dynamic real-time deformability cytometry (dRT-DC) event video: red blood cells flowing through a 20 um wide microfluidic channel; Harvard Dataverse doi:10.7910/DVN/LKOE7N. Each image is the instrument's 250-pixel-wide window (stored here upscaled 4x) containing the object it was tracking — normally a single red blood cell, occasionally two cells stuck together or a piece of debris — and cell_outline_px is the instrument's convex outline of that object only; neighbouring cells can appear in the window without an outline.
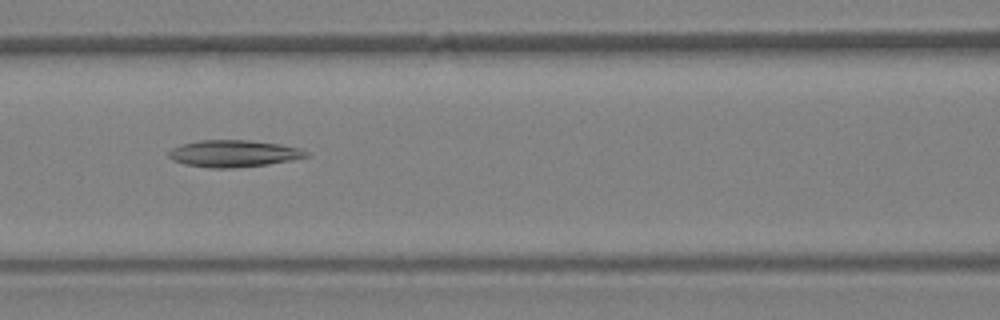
{"species": "Egyptian fruit bat (a non-hibernating species)", "species_latin": "Rousettus aegyptiacus", "temperature_condition": "warm", "stored_images_in_passage": 37, "camera_frame_rate_fps": 3000, "um_per_image_px": 0.085, "animal": {"sex": "female"}, "frame": {"image": 1, "passage_image": 15, "time_ms": 4.667, "image_size_px": [1000, 320], "cell_outline_px": [[308, 156], [268, 164], [232, 168], [208, 168], [184, 164], [172, 160], [168, 156], [168, 152], [172, 148], [180, 144], [200, 140], [248, 140], [276, 144], [300, 148], [308, 152]], "centroid_in_image_um": [19.78, 13.05], "position_along_channel_um": 146.8, "area_um2": 21.39}}
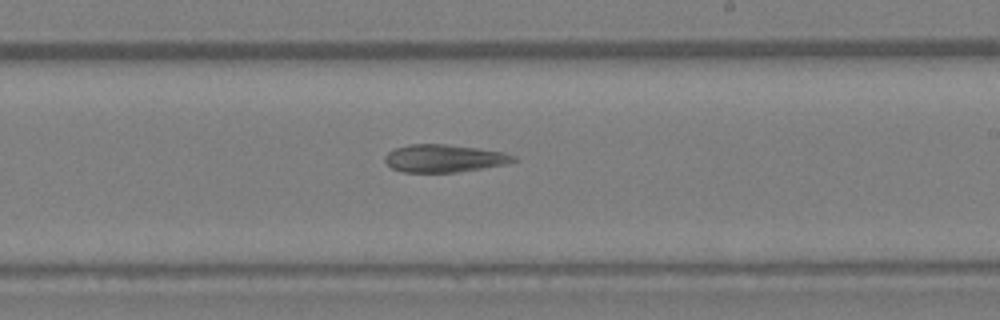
{"frame": {"image": 2, "passage_image": 21, "time_ms": 6.667, "image_size_px": [1000, 320], "cell_outline_px": [[516, 160], [504, 164], [456, 172], [400, 172], [392, 168], [384, 160], [384, 156], [388, 152], [396, 148], [408, 144], [448, 144], [504, 152], [516, 156]], "centroid_in_image_um": [37.71, 13.45], "position_along_channel_um": 251.3, "area_um2": 20.58}}
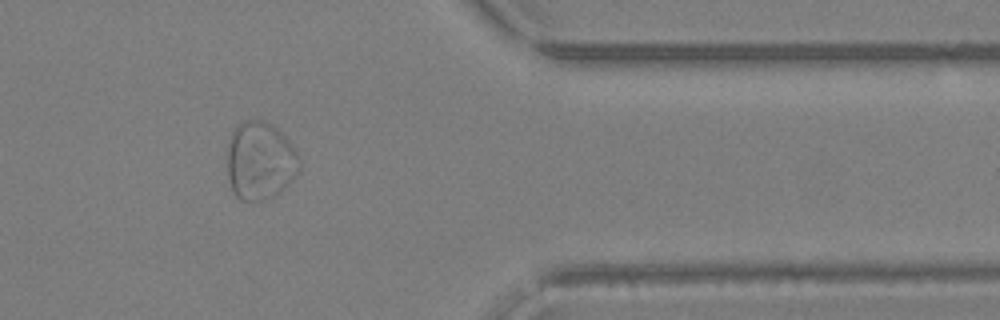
{"frame": {"image": 3, "passage_image": 30, "time_ms": 9.667, "image_size_px": [1000, 320], "cell_outline_px": [[300, 172], [280, 192], [264, 200], [240, 200], [236, 196], [232, 188], [228, 176], [228, 140], [236, 124], [244, 120], [264, 120], [272, 124], [292, 144], [300, 156]], "centroid_in_image_um": [22.12, 13.64], "position_along_channel_um": 389.3, "area_um2": 33.06}}